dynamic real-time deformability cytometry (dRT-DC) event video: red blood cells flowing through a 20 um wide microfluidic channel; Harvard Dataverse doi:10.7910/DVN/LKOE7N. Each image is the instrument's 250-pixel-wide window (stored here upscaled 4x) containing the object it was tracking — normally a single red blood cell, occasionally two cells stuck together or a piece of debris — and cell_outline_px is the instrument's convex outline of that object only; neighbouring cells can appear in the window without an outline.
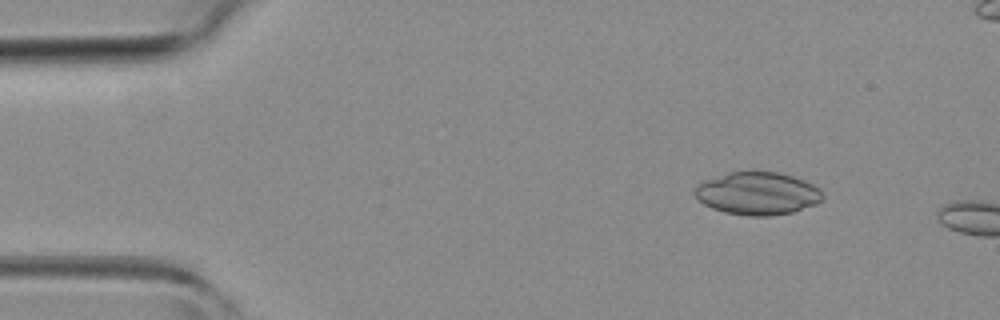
{"species": "common noctule bat (a hibernating species)", "species_latin": "Nyctalus noctula", "temperature_condition": "room temperature", "stored_images_in_passage": 2, "camera_frame_rate_fps": 3000, "um_per_image_px": 0.085, "animal": {"sex": "female", "body_mass_g": 19.3, "forearm_length_mm": 54.1}, "frame": {"image": 1, "passage_image": 1, "time_ms": 0.0, "image_size_px": [1000, 320], "cell_outline_px": [[824, 200], [816, 204], [792, 212], [772, 216], [748, 216], [724, 212], [712, 208], [704, 204], [692, 192], [704, 180], [728, 172], [752, 168], [776, 172], [792, 176], [804, 180], [820, 188], [824, 196]], "centroid_in_image_um": [64.4, 16.41], "position_along_channel_um": 20.6, "area_um2": 32.54}}